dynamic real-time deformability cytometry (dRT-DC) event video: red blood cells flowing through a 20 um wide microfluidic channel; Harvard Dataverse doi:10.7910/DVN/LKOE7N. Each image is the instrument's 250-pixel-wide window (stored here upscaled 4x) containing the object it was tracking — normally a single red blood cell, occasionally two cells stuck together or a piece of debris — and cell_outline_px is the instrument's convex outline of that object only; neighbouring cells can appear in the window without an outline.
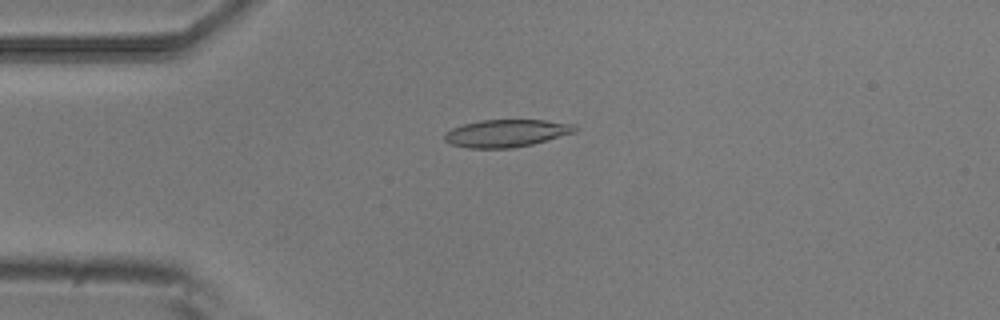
{"species": "common noctule bat (a hibernating species)", "species_latin": "Nyctalus noctula", "temperature_condition": "room temperature", "stored_images_in_passage": 8, "camera_frame_rate_fps": 3000, "um_per_image_px": 0.085, "animal": {"sex": "male", "body_mass_g": 20.5, "forearm_length_mm": 52.5}, "frame": {"image": 1, "passage_image": 4, "time_ms": 1.0, "image_size_px": [1000, 320], "cell_outline_px": [[580, 128], [576, 132], [532, 144], [512, 148], [468, 148], [448, 144], [444, 140], [444, 132], [452, 128], [464, 124], [480, 120], [544, 120], [576, 124]], "centroid_in_image_um": [43.04, 11.32], "position_along_channel_um": 42.0, "area_um2": 21.1}}
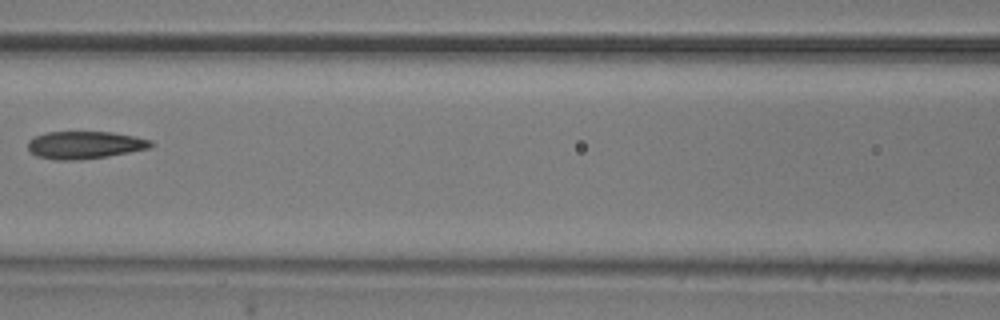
{"frame": {"image": 2, "passage_image": 7, "time_ms": 2.0, "image_size_px": [1000, 320], "cell_outline_px": [[152, 144], [148, 148], [108, 156], [80, 160], [56, 160], [36, 156], [28, 148], [28, 140], [44, 132], [112, 132], [136, 136], [152, 140]], "centroid_in_image_um": [7.19, 12.32], "position_along_channel_um": 159.4, "area_um2": 19.71}}
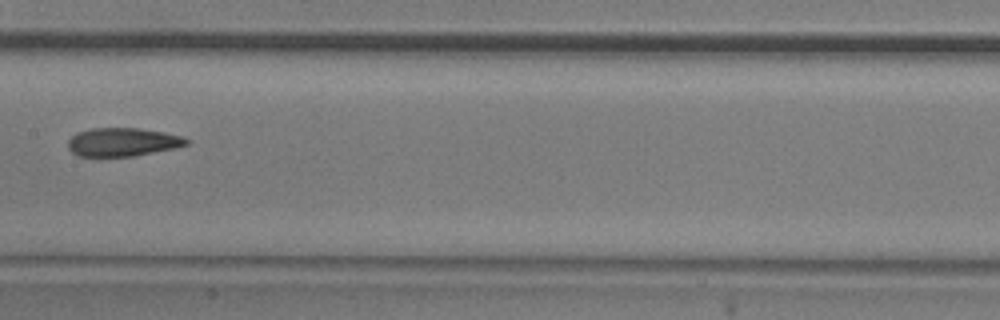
{"frame": {"image": 3, "passage_image": 8, "time_ms": 2.333, "image_size_px": [1000, 320], "cell_outline_px": [[192, 140], [188, 144], [176, 148], [132, 156], [80, 156], [72, 152], [68, 148], [68, 140], [76, 132], [92, 128], [140, 128], [164, 132], [180, 136]], "centroid_in_image_um": [10.44, 12.06], "position_along_channel_um": 197.0, "area_um2": 19.65}}